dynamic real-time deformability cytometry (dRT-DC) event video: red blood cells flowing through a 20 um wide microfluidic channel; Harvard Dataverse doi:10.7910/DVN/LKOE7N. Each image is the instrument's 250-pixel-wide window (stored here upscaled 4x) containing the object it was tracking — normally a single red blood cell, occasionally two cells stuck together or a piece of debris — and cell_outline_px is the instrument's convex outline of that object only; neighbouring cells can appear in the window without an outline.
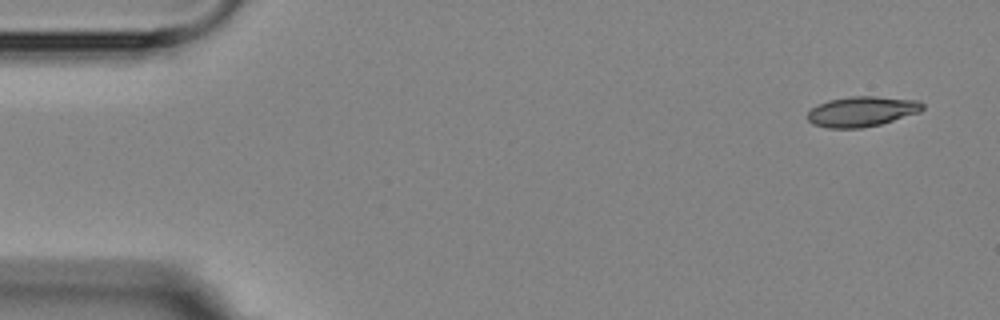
{"species": "Egyptian fruit bat (a non-hibernating species)", "species_latin": "Rousettus aegyptiacus", "temperature_condition": "room temperature", "stored_images_in_passage": 6, "camera_frame_rate_fps": 3000, "um_per_image_px": 0.085, "animal": {"sex": "female"}, "frame": {"image": 1, "passage_image": 1, "time_ms": 0.0, "image_size_px": [1000, 320], "cell_outline_px": [[924, 108], [920, 112], [880, 124], [860, 128], [828, 128], [812, 124], [808, 120], [808, 112], [812, 108], [828, 100], [852, 96], [876, 96], [920, 100], [924, 104]], "centroid_in_image_um": [73.28, 9.47], "position_along_channel_um": 11.7, "area_um2": 20.23}}
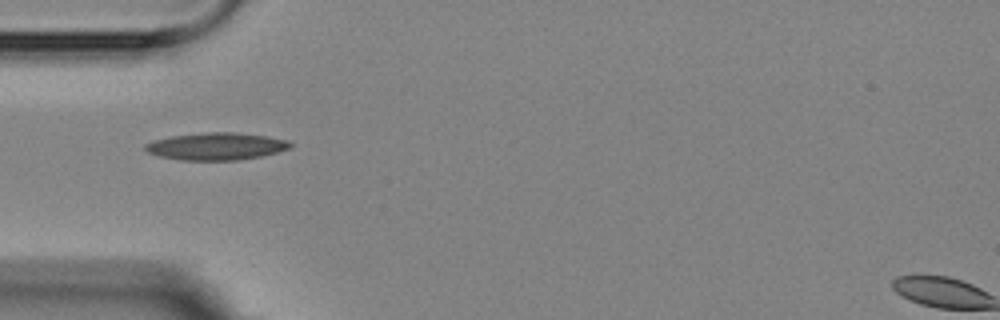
{"frame": {"image": 2, "passage_image": 5, "time_ms": 4.667, "image_size_px": [1000, 320], "cell_outline_px": [[292, 148], [260, 156], [240, 160], [180, 160], [160, 156], [148, 152], [144, 148], [144, 144], [152, 140], [172, 136], [208, 132], [236, 132], [264, 136], [288, 140], [292, 144]], "centroid_in_image_um": [18.37, 12.44], "position_along_channel_um": 66.6, "area_um2": 23.0}}
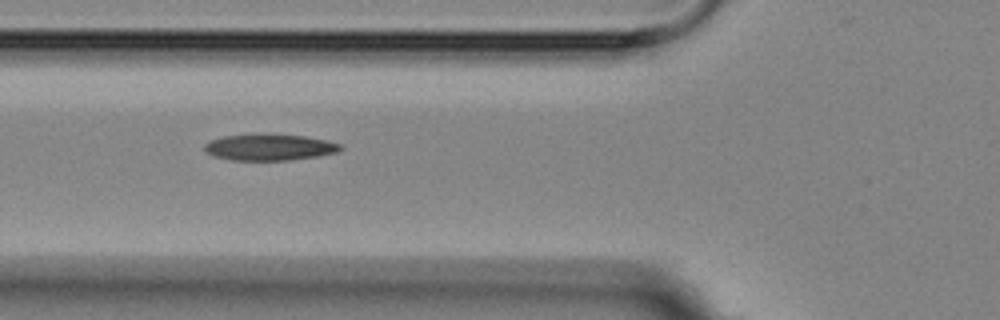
{"frame": {"image": 3, "passage_image": 6, "time_ms": 5.667, "image_size_px": [1000, 320], "cell_outline_px": [[344, 148], [336, 152], [320, 156], [292, 160], [232, 160], [212, 156], [204, 148], [204, 144], [208, 140], [224, 136], [304, 136], [324, 140], [340, 144]], "centroid_in_image_um": [22.9, 12.56], "position_along_channel_um": 102.9, "area_um2": 20.17}}